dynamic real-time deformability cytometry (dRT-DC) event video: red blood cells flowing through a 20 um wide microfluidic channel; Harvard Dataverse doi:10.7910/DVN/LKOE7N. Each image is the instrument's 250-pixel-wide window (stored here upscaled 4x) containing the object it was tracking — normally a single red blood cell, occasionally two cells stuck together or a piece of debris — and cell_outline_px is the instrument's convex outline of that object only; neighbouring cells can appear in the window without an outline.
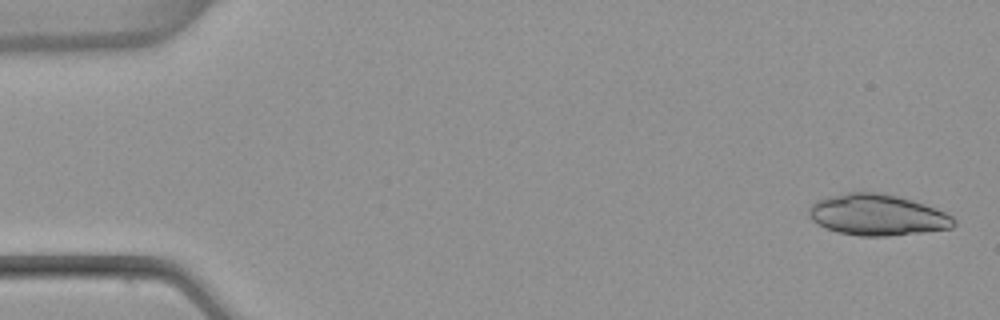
{"species": "common noctule bat (a hibernating species)", "species_latin": "Nyctalus noctula", "temperature_condition": "warm", "stored_images_in_passage": 5, "camera_frame_rate_fps": 3000, "um_per_image_px": 0.085, "animal": {"sex": "female", "body_mass_g": 22.7, "forearm_length_mm": 54.2}, "frame": {"image": 1, "passage_image": 1, "time_ms": 0.0, "image_size_px": [1000, 320], "cell_outline_px": [[956, 224], [952, 228], [924, 232], [888, 236], [860, 236], [836, 232], [824, 228], [812, 220], [808, 216], [808, 208], [816, 200], [848, 192], [880, 192], [896, 196], [924, 204], [936, 208], [952, 216], [956, 220]], "centroid_in_image_um": [74.56, 18.28], "position_along_channel_um": 10.4, "area_um2": 34.85}}